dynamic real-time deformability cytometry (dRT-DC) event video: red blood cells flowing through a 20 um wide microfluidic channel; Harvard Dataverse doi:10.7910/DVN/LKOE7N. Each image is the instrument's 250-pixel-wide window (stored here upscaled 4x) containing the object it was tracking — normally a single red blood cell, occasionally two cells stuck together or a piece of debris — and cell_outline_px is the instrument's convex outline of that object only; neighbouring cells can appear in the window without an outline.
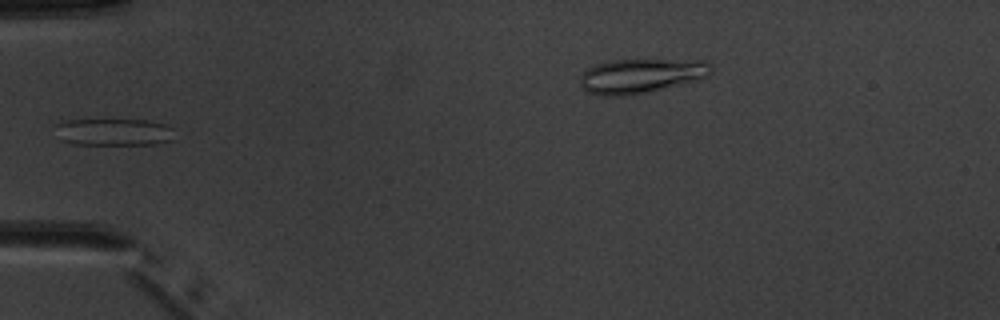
{"species": "common noctule bat (a hibernating species)", "species_latin": "Nyctalus noctula", "temperature_condition": "warm", "stored_images_in_passage": 5, "camera_frame_rate_fps": 3000, "um_per_image_px": 0.085, "animal": {"sex": "male", "body_mass_g": 20.1, "forearm_length_mm": 53.5}, "frame": {"image": 1, "passage_image": 5, "time_ms": 5.667, "image_size_px": [1000, 320], "cell_outline_px": [[172, 140], [156, 144], [72, 144], [60, 140], [56, 124], [68, 120], [144, 120], [164, 124], [172, 128]], "centroid_in_image_um": [9.66, 11.23], "position_along_channel_um": 75.3, "area_um2": 18.55}}